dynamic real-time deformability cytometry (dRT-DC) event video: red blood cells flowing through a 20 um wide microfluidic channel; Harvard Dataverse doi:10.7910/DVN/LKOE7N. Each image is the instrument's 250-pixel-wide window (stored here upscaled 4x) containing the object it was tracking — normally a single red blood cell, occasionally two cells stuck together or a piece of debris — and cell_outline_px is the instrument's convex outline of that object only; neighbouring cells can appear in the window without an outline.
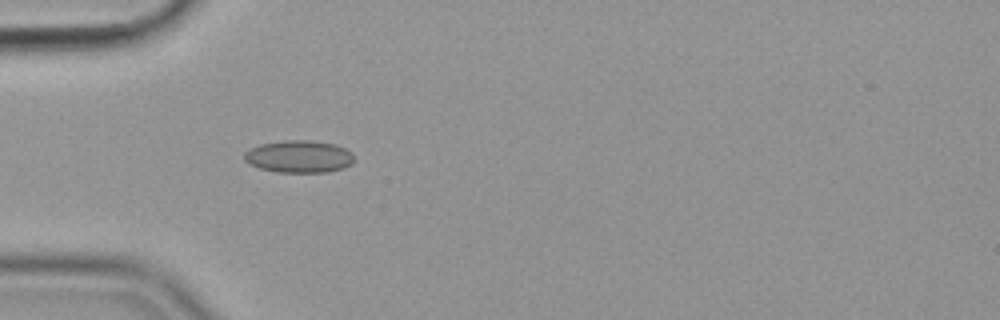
{"species": "common noctule bat (a hibernating species)", "species_latin": "Nyctalus noctula", "temperature_condition": "cold", "stored_images_in_passage": 56, "camera_frame_rate_fps": 3000, "um_per_image_px": 0.085, "animal": {"sex": "female", "body_mass_g": 19.9}, "frame": {"image": 1, "passage_image": 17, "time_ms": 5.333, "image_size_px": [1000, 320], "cell_outline_px": [[352, 164], [344, 168], [328, 172], [276, 172], [260, 168], [248, 164], [244, 160], [244, 152], [248, 148], [260, 144], [284, 140], [308, 140], [336, 144], [352, 152]], "centroid_in_image_um": [25.38, 13.3], "position_along_channel_um": 59.6, "area_um2": 20.87}}
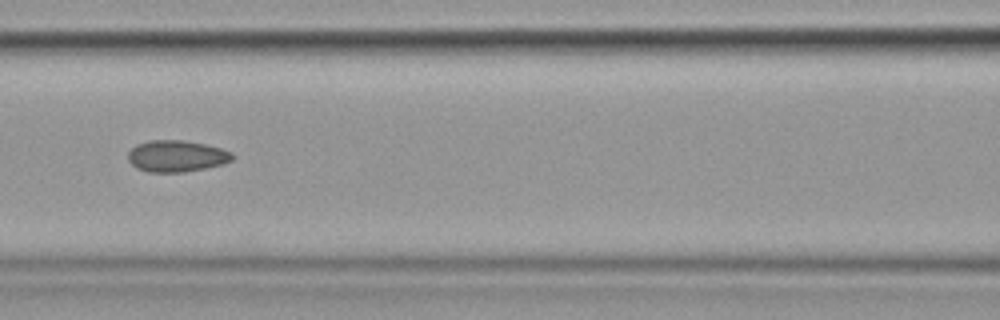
{"frame": {"image": 2, "passage_image": 25, "time_ms": 8.0, "image_size_px": [1000, 320], "cell_outline_px": [[236, 156], [232, 160], [220, 164], [204, 168], [184, 172], [148, 172], [136, 168], [128, 160], [128, 152], [136, 144], [148, 140], [180, 140], [204, 144], [220, 148], [232, 152]], "centroid_in_image_um": [14.98, 13.26], "position_along_channel_um": 151.6, "area_um2": 19.13}, "authors_computed_cell_mechanics": {"area_um2": 19.652, "velocity_mm_per_s": 3.5981, "shape_relaxation_time_tau1_ms": null, "shape_relaxation_time_tau2_ms": 2.8853, "deformation_change_tau1": null, "deformation_change_tau2": 0.0782}}